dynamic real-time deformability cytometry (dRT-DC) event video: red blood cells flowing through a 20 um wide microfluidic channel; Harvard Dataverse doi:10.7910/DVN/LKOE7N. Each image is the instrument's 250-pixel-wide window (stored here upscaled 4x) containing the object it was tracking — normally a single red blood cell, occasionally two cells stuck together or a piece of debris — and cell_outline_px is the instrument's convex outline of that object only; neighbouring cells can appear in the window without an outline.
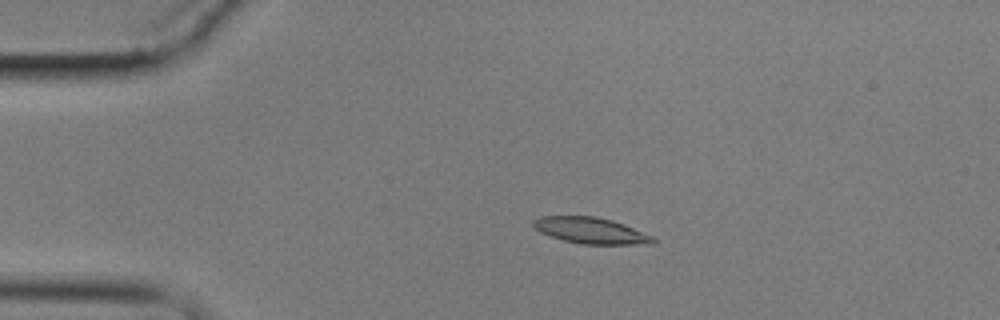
{"species": "common noctule bat (a hibernating species)", "species_latin": "Nyctalus noctula", "temperature_condition": "cold", "stored_images_in_passage": 14, "camera_frame_rate_fps": 3000, "um_per_image_px": 0.085, "animal": {"sex": "male", "body_mass_g": 17.9}, "frame": {"image": 1, "passage_image": 2, "time_ms": 2.333, "image_size_px": [1000, 320], "cell_outline_px": [[656, 240], [652, 244], [584, 244], [564, 240], [540, 232], [532, 224], [532, 220], [540, 216], [592, 216], [612, 220], [624, 224], [652, 236]], "centroid_in_image_um": [50.21, 19.59], "position_along_channel_um": 34.8, "area_um2": 18.03}}
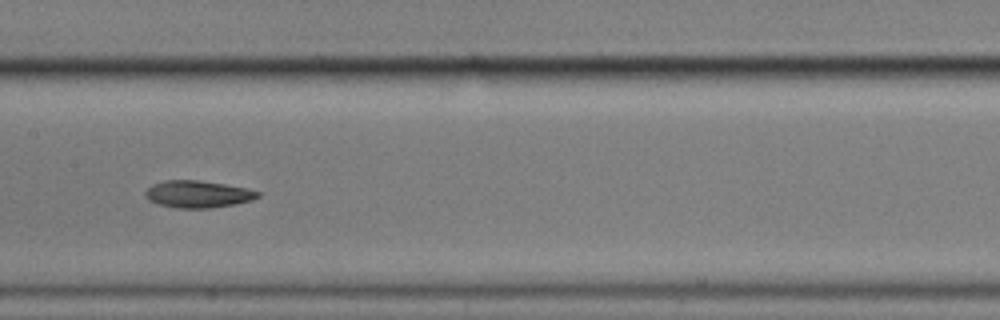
{"frame": {"image": 2, "passage_image": 7, "time_ms": 8.0, "image_size_px": [1000, 320], "cell_outline_px": [[260, 196], [252, 200], [212, 208], [176, 208], [156, 204], [148, 200], [144, 196], [144, 192], [152, 184], [164, 180], [200, 180], [248, 188], [260, 192]], "centroid_in_image_um": [16.78, 16.5], "position_along_channel_um": 190.6, "area_um2": 17.92}}
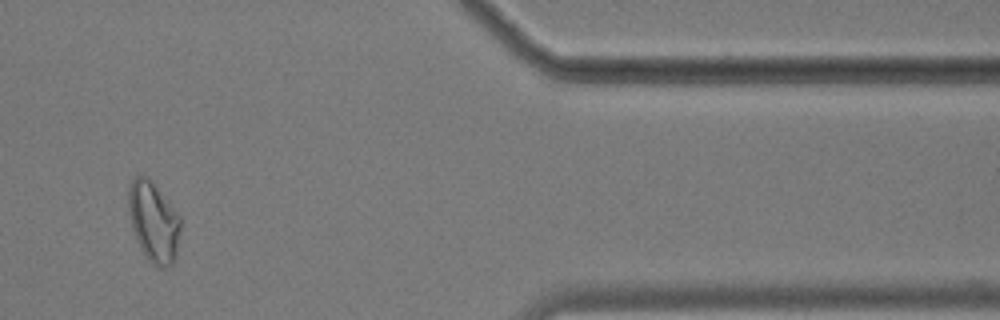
{"frame": {"image": 3, "passage_image": 12, "time_ms": 15.0, "image_size_px": [1000, 320], "cell_outline_px": [[180, 232], [176, 260], [172, 264], [164, 268], [152, 264], [148, 260], [140, 248], [136, 240], [132, 228], [128, 212], [128, 188], [132, 180], [136, 176], [144, 176], [152, 180], [180, 216]], "centroid_in_image_um": [13.05, 18.87], "position_along_channel_um": 398.3, "area_um2": 24.57}}